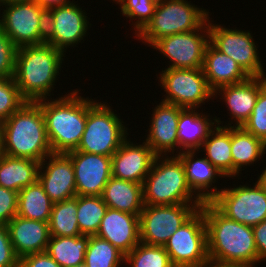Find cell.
I'll return each instance as SVG.
<instances>
[{
  "instance_id": "6da1fadb",
  "label": "cell",
  "mask_w": 266,
  "mask_h": 267,
  "mask_svg": "<svg viewBox=\"0 0 266 267\" xmlns=\"http://www.w3.org/2000/svg\"><path fill=\"white\" fill-rule=\"evenodd\" d=\"M200 209L207 228L210 263L237 267L261 264L251 226L227 218L211 202H204Z\"/></svg>"
},
{
  "instance_id": "7a4b0ae2",
  "label": "cell",
  "mask_w": 266,
  "mask_h": 267,
  "mask_svg": "<svg viewBox=\"0 0 266 267\" xmlns=\"http://www.w3.org/2000/svg\"><path fill=\"white\" fill-rule=\"evenodd\" d=\"M65 55L46 42L17 49L13 79L27 102L52 98Z\"/></svg>"
},
{
  "instance_id": "3957f363",
  "label": "cell",
  "mask_w": 266,
  "mask_h": 267,
  "mask_svg": "<svg viewBox=\"0 0 266 267\" xmlns=\"http://www.w3.org/2000/svg\"><path fill=\"white\" fill-rule=\"evenodd\" d=\"M78 89L68 94L37 101L45 118L46 133L53 153L77 149L87 121V97Z\"/></svg>"
},
{
  "instance_id": "277c9868",
  "label": "cell",
  "mask_w": 266,
  "mask_h": 267,
  "mask_svg": "<svg viewBox=\"0 0 266 267\" xmlns=\"http://www.w3.org/2000/svg\"><path fill=\"white\" fill-rule=\"evenodd\" d=\"M51 153L44 114L36 102H26L3 122L2 154L41 162Z\"/></svg>"
},
{
  "instance_id": "5b68a950",
  "label": "cell",
  "mask_w": 266,
  "mask_h": 267,
  "mask_svg": "<svg viewBox=\"0 0 266 267\" xmlns=\"http://www.w3.org/2000/svg\"><path fill=\"white\" fill-rule=\"evenodd\" d=\"M144 205L204 203L189 187L177 155L156 156L143 183Z\"/></svg>"
},
{
  "instance_id": "8992f818",
  "label": "cell",
  "mask_w": 266,
  "mask_h": 267,
  "mask_svg": "<svg viewBox=\"0 0 266 267\" xmlns=\"http://www.w3.org/2000/svg\"><path fill=\"white\" fill-rule=\"evenodd\" d=\"M97 101L87 97L86 126L76 150L112 156L128 138L130 129L107 102Z\"/></svg>"
},
{
  "instance_id": "52a82bcc",
  "label": "cell",
  "mask_w": 266,
  "mask_h": 267,
  "mask_svg": "<svg viewBox=\"0 0 266 267\" xmlns=\"http://www.w3.org/2000/svg\"><path fill=\"white\" fill-rule=\"evenodd\" d=\"M197 6L188 0H163L156 6L151 20L134 37L151 47L163 37L199 29L209 19L210 12Z\"/></svg>"
},
{
  "instance_id": "ba28073f",
  "label": "cell",
  "mask_w": 266,
  "mask_h": 267,
  "mask_svg": "<svg viewBox=\"0 0 266 267\" xmlns=\"http://www.w3.org/2000/svg\"><path fill=\"white\" fill-rule=\"evenodd\" d=\"M163 247L174 267H204L210 263L203 211L199 208Z\"/></svg>"
},
{
  "instance_id": "9c48e42d",
  "label": "cell",
  "mask_w": 266,
  "mask_h": 267,
  "mask_svg": "<svg viewBox=\"0 0 266 267\" xmlns=\"http://www.w3.org/2000/svg\"><path fill=\"white\" fill-rule=\"evenodd\" d=\"M158 76L160 87L166 92L161 101L184 109H198L214 99L203 69L164 68Z\"/></svg>"
},
{
  "instance_id": "30bf717a",
  "label": "cell",
  "mask_w": 266,
  "mask_h": 267,
  "mask_svg": "<svg viewBox=\"0 0 266 267\" xmlns=\"http://www.w3.org/2000/svg\"><path fill=\"white\" fill-rule=\"evenodd\" d=\"M2 8L0 29L17 48L45 43L47 11L38 3L33 0L2 5Z\"/></svg>"
},
{
  "instance_id": "8fae6325",
  "label": "cell",
  "mask_w": 266,
  "mask_h": 267,
  "mask_svg": "<svg viewBox=\"0 0 266 267\" xmlns=\"http://www.w3.org/2000/svg\"><path fill=\"white\" fill-rule=\"evenodd\" d=\"M252 183L225 187L210 202L227 218L253 227L266 220V190Z\"/></svg>"
},
{
  "instance_id": "7c38bea8",
  "label": "cell",
  "mask_w": 266,
  "mask_h": 267,
  "mask_svg": "<svg viewBox=\"0 0 266 267\" xmlns=\"http://www.w3.org/2000/svg\"><path fill=\"white\" fill-rule=\"evenodd\" d=\"M210 19V20H209ZM209 42L220 52L232 58L250 77H266L265 69L259 57L258 45L252 32L225 27L213 23L209 17Z\"/></svg>"
},
{
  "instance_id": "4fadbf2b",
  "label": "cell",
  "mask_w": 266,
  "mask_h": 267,
  "mask_svg": "<svg viewBox=\"0 0 266 267\" xmlns=\"http://www.w3.org/2000/svg\"><path fill=\"white\" fill-rule=\"evenodd\" d=\"M203 203L175 205H144L139 215L140 242L164 246L180 226L186 222Z\"/></svg>"
},
{
  "instance_id": "5bb4252c",
  "label": "cell",
  "mask_w": 266,
  "mask_h": 267,
  "mask_svg": "<svg viewBox=\"0 0 266 267\" xmlns=\"http://www.w3.org/2000/svg\"><path fill=\"white\" fill-rule=\"evenodd\" d=\"M208 43L207 20L199 29L163 37L151 47L169 60L167 68L202 69Z\"/></svg>"
},
{
  "instance_id": "9a60e30c",
  "label": "cell",
  "mask_w": 266,
  "mask_h": 267,
  "mask_svg": "<svg viewBox=\"0 0 266 267\" xmlns=\"http://www.w3.org/2000/svg\"><path fill=\"white\" fill-rule=\"evenodd\" d=\"M78 5L72 0L69 4L47 11L45 42L64 53L67 48L82 43L92 26L87 12Z\"/></svg>"
},
{
  "instance_id": "2e32d148",
  "label": "cell",
  "mask_w": 266,
  "mask_h": 267,
  "mask_svg": "<svg viewBox=\"0 0 266 267\" xmlns=\"http://www.w3.org/2000/svg\"><path fill=\"white\" fill-rule=\"evenodd\" d=\"M66 154L73 163L76 194L82 196H101L105 185L112 177L111 156L77 150Z\"/></svg>"
},
{
  "instance_id": "e0dca14e",
  "label": "cell",
  "mask_w": 266,
  "mask_h": 267,
  "mask_svg": "<svg viewBox=\"0 0 266 267\" xmlns=\"http://www.w3.org/2000/svg\"><path fill=\"white\" fill-rule=\"evenodd\" d=\"M38 180L53 203L77 195L73 163L65 153H51L45 157L39 164Z\"/></svg>"
},
{
  "instance_id": "ac0fdd59",
  "label": "cell",
  "mask_w": 266,
  "mask_h": 267,
  "mask_svg": "<svg viewBox=\"0 0 266 267\" xmlns=\"http://www.w3.org/2000/svg\"><path fill=\"white\" fill-rule=\"evenodd\" d=\"M184 108L160 101L152 110L145 142L157 156L179 155L177 126ZM177 148V149H176ZM177 150V151H176ZM176 151V154H174Z\"/></svg>"
},
{
  "instance_id": "d6986e66",
  "label": "cell",
  "mask_w": 266,
  "mask_h": 267,
  "mask_svg": "<svg viewBox=\"0 0 266 267\" xmlns=\"http://www.w3.org/2000/svg\"><path fill=\"white\" fill-rule=\"evenodd\" d=\"M142 141L138 144L127 138L111 156L112 177L144 183L157 155L144 140Z\"/></svg>"
},
{
  "instance_id": "ffe728a7",
  "label": "cell",
  "mask_w": 266,
  "mask_h": 267,
  "mask_svg": "<svg viewBox=\"0 0 266 267\" xmlns=\"http://www.w3.org/2000/svg\"><path fill=\"white\" fill-rule=\"evenodd\" d=\"M265 85L266 77H250L242 83L224 85L214 91V98L222 99L230 113L229 116L231 115L228 123L225 121L224 127H232L234 122L235 127L244 124L253 111L259 91Z\"/></svg>"
},
{
  "instance_id": "44dd1931",
  "label": "cell",
  "mask_w": 266,
  "mask_h": 267,
  "mask_svg": "<svg viewBox=\"0 0 266 267\" xmlns=\"http://www.w3.org/2000/svg\"><path fill=\"white\" fill-rule=\"evenodd\" d=\"M96 236L126 255L140 243L139 215L108 207Z\"/></svg>"
},
{
  "instance_id": "7402d4cb",
  "label": "cell",
  "mask_w": 266,
  "mask_h": 267,
  "mask_svg": "<svg viewBox=\"0 0 266 267\" xmlns=\"http://www.w3.org/2000/svg\"><path fill=\"white\" fill-rule=\"evenodd\" d=\"M199 151H182L177 155L185 168L190 189L203 201L210 202L221 190L215 185L218 178L225 176L204 156L197 158ZM196 158V159H195ZM217 179V180H216ZM214 184V185H213Z\"/></svg>"
},
{
  "instance_id": "603a6c76",
  "label": "cell",
  "mask_w": 266,
  "mask_h": 267,
  "mask_svg": "<svg viewBox=\"0 0 266 267\" xmlns=\"http://www.w3.org/2000/svg\"><path fill=\"white\" fill-rule=\"evenodd\" d=\"M10 240L19 259L44 252L50 239L49 223L14 216L7 224Z\"/></svg>"
},
{
  "instance_id": "cb8c5ba5",
  "label": "cell",
  "mask_w": 266,
  "mask_h": 267,
  "mask_svg": "<svg viewBox=\"0 0 266 267\" xmlns=\"http://www.w3.org/2000/svg\"><path fill=\"white\" fill-rule=\"evenodd\" d=\"M202 69L213 91L221 86L242 83L250 78L232 58L217 50L210 42L204 52Z\"/></svg>"
},
{
  "instance_id": "d4e9b609",
  "label": "cell",
  "mask_w": 266,
  "mask_h": 267,
  "mask_svg": "<svg viewBox=\"0 0 266 267\" xmlns=\"http://www.w3.org/2000/svg\"><path fill=\"white\" fill-rule=\"evenodd\" d=\"M197 109H183L180 112L177 134L179 141V154L182 151H198L207 138L209 132L215 127V117L199 113ZM204 114V115H203Z\"/></svg>"
},
{
  "instance_id": "484cf974",
  "label": "cell",
  "mask_w": 266,
  "mask_h": 267,
  "mask_svg": "<svg viewBox=\"0 0 266 267\" xmlns=\"http://www.w3.org/2000/svg\"><path fill=\"white\" fill-rule=\"evenodd\" d=\"M202 143L199 152H205L204 157L215 166L226 178L233 179V160L231 154V127H224L220 118ZM222 123V124H221ZM221 125V126H220Z\"/></svg>"
},
{
  "instance_id": "4316f807",
  "label": "cell",
  "mask_w": 266,
  "mask_h": 267,
  "mask_svg": "<svg viewBox=\"0 0 266 267\" xmlns=\"http://www.w3.org/2000/svg\"><path fill=\"white\" fill-rule=\"evenodd\" d=\"M104 203L113 209L140 215L143 210V184L111 177L101 195Z\"/></svg>"
},
{
  "instance_id": "83f0119b",
  "label": "cell",
  "mask_w": 266,
  "mask_h": 267,
  "mask_svg": "<svg viewBox=\"0 0 266 267\" xmlns=\"http://www.w3.org/2000/svg\"><path fill=\"white\" fill-rule=\"evenodd\" d=\"M231 154L233 160V178L242 174L247 166L256 164L266 154V144L242 127H231ZM246 166V167H245ZM243 168V169H242ZM245 168V169H244Z\"/></svg>"
},
{
  "instance_id": "f1b7e54d",
  "label": "cell",
  "mask_w": 266,
  "mask_h": 267,
  "mask_svg": "<svg viewBox=\"0 0 266 267\" xmlns=\"http://www.w3.org/2000/svg\"><path fill=\"white\" fill-rule=\"evenodd\" d=\"M40 162L0 155V186L19 192L38 179Z\"/></svg>"
},
{
  "instance_id": "f546056e",
  "label": "cell",
  "mask_w": 266,
  "mask_h": 267,
  "mask_svg": "<svg viewBox=\"0 0 266 267\" xmlns=\"http://www.w3.org/2000/svg\"><path fill=\"white\" fill-rule=\"evenodd\" d=\"M52 206L53 202L38 179L18 192V216L49 222Z\"/></svg>"
},
{
  "instance_id": "4dcf8cb0",
  "label": "cell",
  "mask_w": 266,
  "mask_h": 267,
  "mask_svg": "<svg viewBox=\"0 0 266 267\" xmlns=\"http://www.w3.org/2000/svg\"><path fill=\"white\" fill-rule=\"evenodd\" d=\"M89 235L50 236L46 252L61 266L74 267L84 263Z\"/></svg>"
},
{
  "instance_id": "1f68e13d",
  "label": "cell",
  "mask_w": 266,
  "mask_h": 267,
  "mask_svg": "<svg viewBox=\"0 0 266 267\" xmlns=\"http://www.w3.org/2000/svg\"><path fill=\"white\" fill-rule=\"evenodd\" d=\"M48 223L50 236H81L77 222V195L53 203Z\"/></svg>"
},
{
  "instance_id": "d6a6232c",
  "label": "cell",
  "mask_w": 266,
  "mask_h": 267,
  "mask_svg": "<svg viewBox=\"0 0 266 267\" xmlns=\"http://www.w3.org/2000/svg\"><path fill=\"white\" fill-rule=\"evenodd\" d=\"M108 206L101 196L77 195V222L82 235H96Z\"/></svg>"
},
{
  "instance_id": "836d02e7",
  "label": "cell",
  "mask_w": 266,
  "mask_h": 267,
  "mask_svg": "<svg viewBox=\"0 0 266 267\" xmlns=\"http://www.w3.org/2000/svg\"><path fill=\"white\" fill-rule=\"evenodd\" d=\"M125 255L109 241L96 235H89L84 263L87 267H120Z\"/></svg>"
},
{
  "instance_id": "e575fe53",
  "label": "cell",
  "mask_w": 266,
  "mask_h": 267,
  "mask_svg": "<svg viewBox=\"0 0 266 267\" xmlns=\"http://www.w3.org/2000/svg\"><path fill=\"white\" fill-rule=\"evenodd\" d=\"M125 264L127 267H174L163 246L142 242L125 255Z\"/></svg>"
},
{
  "instance_id": "d590c367",
  "label": "cell",
  "mask_w": 266,
  "mask_h": 267,
  "mask_svg": "<svg viewBox=\"0 0 266 267\" xmlns=\"http://www.w3.org/2000/svg\"><path fill=\"white\" fill-rule=\"evenodd\" d=\"M116 4L121 10L120 14L126 17V19H130L132 22L134 29V35L136 36L151 20L155 8L157 6L156 3L151 0H118ZM136 21H135V20ZM134 20V21H133Z\"/></svg>"
},
{
  "instance_id": "8d00e7d4",
  "label": "cell",
  "mask_w": 266,
  "mask_h": 267,
  "mask_svg": "<svg viewBox=\"0 0 266 267\" xmlns=\"http://www.w3.org/2000/svg\"><path fill=\"white\" fill-rule=\"evenodd\" d=\"M26 102L13 78H0V121L2 123Z\"/></svg>"
},
{
  "instance_id": "74e56055",
  "label": "cell",
  "mask_w": 266,
  "mask_h": 267,
  "mask_svg": "<svg viewBox=\"0 0 266 267\" xmlns=\"http://www.w3.org/2000/svg\"><path fill=\"white\" fill-rule=\"evenodd\" d=\"M241 127L266 144V85L259 91L253 111Z\"/></svg>"
},
{
  "instance_id": "f35d334b",
  "label": "cell",
  "mask_w": 266,
  "mask_h": 267,
  "mask_svg": "<svg viewBox=\"0 0 266 267\" xmlns=\"http://www.w3.org/2000/svg\"><path fill=\"white\" fill-rule=\"evenodd\" d=\"M17 49L11 38L0 29V78H13Z\"/></svg>"
},
{
  "instance_id": "ab89813d",
  "label": "cell",
  "mask_w": 266,
  "mask_h": 267,
  "mask_svg": "<svg viewBox=\"0 0 266 267\" xmlns=\"http://www.w3.org/2000/svg\"><path fill=\"white\" fill-rule=\"evenodd\" d=\"M18 192L0 186V224L7 225L17 215Z\"/></svg>"
},
{
  "instance_id": "60d3db41",
  "label": "cell",
  "mask_w": 266,
  "mask_h": 267,
  "mask_svg": "<svg viewBox=\"0 0 266 267\" xmlns=\"http://www.w3.org/2000/svg\"><path fill=\"white\" fill-rule=\"evenodd\" d=\"M20 259L14 252L7 225L0 224V267H19Z\"/></svg>"
},
{
  "instance_id": "b9f144b4",
  "label": "cell",
  "mask_w": 266,
  "mask_h": 267,
  "mask_svg": "<svg viewBox=\"0 0 266 267\" xmlns=\"http://www.w3.org/2000/svg\"><path fill=\"white\" fill-rule=\"evenodd\" d=\"M19 267H61L46 251L29 254L20 259Z\"/></svg>"
},
{
  "instance_id": "7bdbcfd3",
  "label": "cell",
  "mask_w": 266,
  "mask_h": 267,
  "mask_svg": "<svg viewBox=\"0 0 266 267\" xmlns=\"http://www.w3.org/2000/svg\"><path fill=\"white\" fill-rule=\"evenodd\" d=\"M260 262L266 261V220L252 227Z\"/></svg>"
},
{
  "instance_id": "ee69618b",
  "label": "cell",
  "mask_w": 266,
  "mask_h": 267,
  "mask_svg": "<svg viewBox=\"0 0 266 267\" xmlns=\"http://www.w3.org/2000/svg\"><path fill=\"white\" fill-rule=\"evenodd\" d=\"M34 1L38 3L46 11L72 2L70 0H34Z\"/></svg>"
},
{
  "instance_id": "f6af8a7d",
  "label": "cell",
  "mask_w": 266,
  "mask_h": 267,
  "mask_svg": "<svg viewBox=\"0 0 266 267\" xmlns=\"http://www.w3.org/2000/svg\"><path fill=\"white\" fill-rule=\"evenodd\" d=\"M262 171L261 175H258L257 182L266 190V167Z\"/></svg>"
},
{
  "instance_id": "bcb514c9",
  "label": "cell",
  "mask_w": 266,
  "mask_h": 267,
  "mask_svg": "<svg viewBox=\"0 0 266 267\" xmlns=\"http://www.w3.org/2000/svg\"><path fill=\"white\" fill-rule=\"evenodd\" d=\"M30 1L33 0H0V6L12 3L30 2Z\"/></svg>"
},
{
  "instance_id": "7dc6e473",
  "label": "cell",
  "mask_w": 266,
  "mask_h": 267,
  "mask_svg": "<svg viewBox=\"0 0 266 267\" xmlns=\"http://www.w3.org/2000/svg\"><path fill=\"white\" fill-rule=\"evenodd\" d=\"M2 126L3 123L0 121V155L2 154Z\"/></svg>"
},
{
  "instance_id": "c3c4849f",
  "label": "cell",
  "mask_w": 266,
  "mask_h": 267,
  "mask_svg": "<svg viewBox=\"0 0 266 267\" xmlns=\"http://www.w3.org/2000/svg\"><path fill=\"white\" fill-rule=\"evenodd\" d=\"M204 267H237V266H223V265H217V264H213V263H208Z\"/></svg>"
},
{
  "instance_id": "681fc988",
  "label": "cell",
  "mask_w": 266,
  "mask_h": 267,
  "mask_svg": "<svg viewBox=\"0 0 266 267\" xmlns=\"http://www.w3.org/2000/svg\"><path fill=\"white\" fill-rule=\"evenodd\" d=\"M151 1L154 2V3H156L158 5L163 0H151Z\"/></svg>"
},
{
  "instance_id": "f907efd6",
  "label": "cell",
  "mask_w": 266,
  "mask_h": 267,
  "mask_svg": "<svg viewBox=\"0 0 266 267\" xmlns=\"http://www.w3.org/2000/svg\"><path fill=\"white\" fill-rule=\"evenodd\" d=\"M74 267H87V266L85 265V263H83V264H80V265H76Z\"/></svg>"
}]
</instances>
